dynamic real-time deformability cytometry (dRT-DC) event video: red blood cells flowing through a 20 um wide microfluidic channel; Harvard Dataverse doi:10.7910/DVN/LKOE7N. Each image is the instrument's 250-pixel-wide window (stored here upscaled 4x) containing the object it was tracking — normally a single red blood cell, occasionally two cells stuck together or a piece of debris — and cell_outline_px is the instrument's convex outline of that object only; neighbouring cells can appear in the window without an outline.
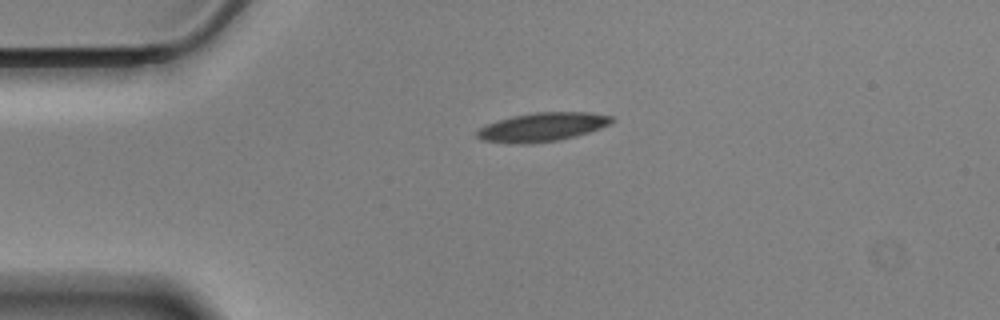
{"species": "Egyptian fruit bat (a non-hibernating species)", "species_latin": "Rousettus aegyptiacus", "temperature_condition": "cold", "stored_images_in_passage": 5, "camera_frame_rate_fps": 3000, "um_per_image_px": 0.085, "animal": {"sex": "male"}, "frame": {"image": 1, "passage_image": 1, "time_ms": 0.0, "image_size_px": [1000, 320], "cell_outline_px": [[612, 120], [608, 124], [600, 128], [576, 136], [560, 140], [528, 144], [508, 144], [480, 140], [476, 136], [476, 132], [480, 128], [488, 124], [512, 116], [536, 112], [588, 112], [612, 116]], "centroid_in_image_um": [46.05, 10.81], "position_along_channel_um": 39.0, "area_um2": 22.54}}